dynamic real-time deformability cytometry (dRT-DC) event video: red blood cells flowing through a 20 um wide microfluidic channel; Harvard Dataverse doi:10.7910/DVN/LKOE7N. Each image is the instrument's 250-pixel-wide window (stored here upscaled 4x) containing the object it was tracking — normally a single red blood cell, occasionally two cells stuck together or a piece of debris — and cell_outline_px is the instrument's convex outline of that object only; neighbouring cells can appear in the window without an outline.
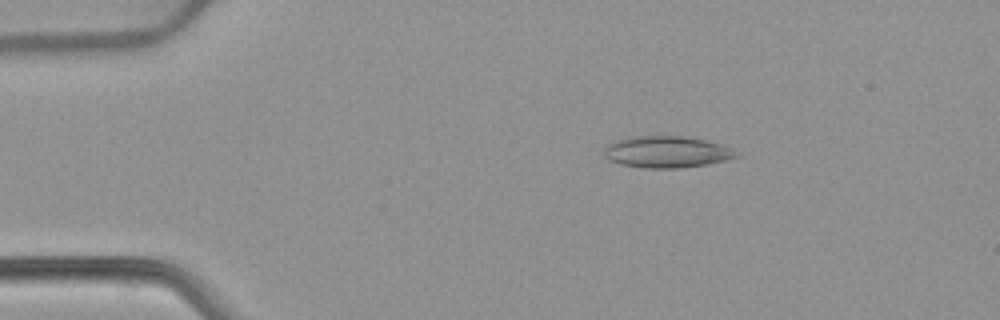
{"species": "common noctule bat (a hibernating species)", "species_latin": "Nyctalus noctula", "temperature_condition": "warm", "stored_images_in_passage": 52, "camera_frame_rate_fps": 3000, "um_per_image_px": 0.085, "animal": {"sex": "female", "body_mass_g": 22.7, "forearm_length_mm": 54.2}, "frame": {"image": 1, "passage_image": 9, "time_ms": 2.667, "image_size_px": [1000, 320], "cell_outline_px": [[740, 156], [728, 160], [708, 164], [680, 168], [644, 168], [620, 164], [608, 160], [604, 156], [604, 148], [608, 144], [616, 140], [628, 136], [684, 136], [708, 140], [724, 144], [732, 148]], "centroid_in_image_um": [56.69, 12.91], "position_along_channel_um": 28.3, "area_um2": 24.8}}
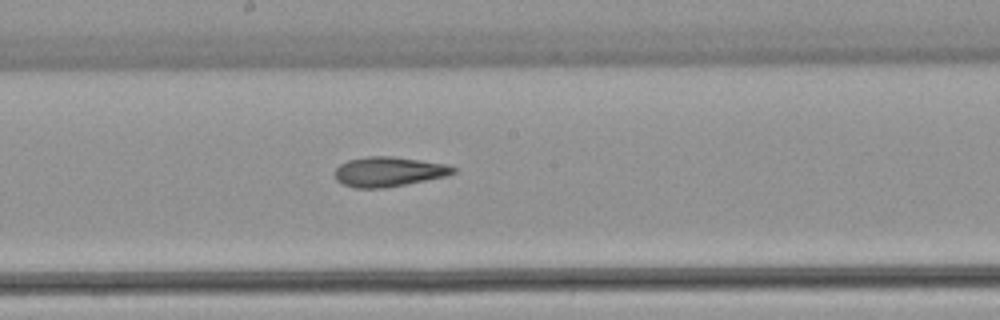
{"frame": {"image": 2, "passage_image": 28, "time_ms": 9.0, "image_size_px": [1000, 320], "cell_outline_px": [[456, 172], [448, 176], [384, 188], [356, 188], [344, 184], [336, 180], [332, 172], [340, 164], [348, 160], [368, 156], [392, 156], [448, 164], [456, 168]], "centroid_in_image_um": [33.03, 14.59], "position_along_channel_um": 215.2, "area_um2": 20.69}}
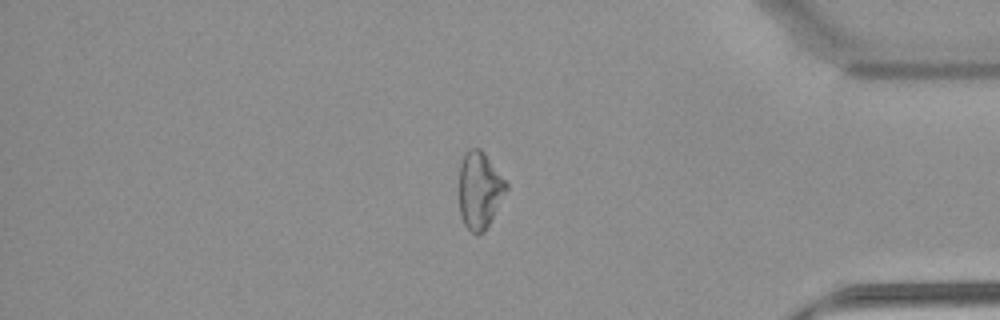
{"frame": {"image": 3, "passage_image": 44, "time_ms": 14.333, "image_size_px": [1000, 320], "cell_outline_px": [[508, 188], [484, 232], [476, 236], [464, 224], [460, 216], [460, 164], [464, 152], [468, 148], [480, 148], [484, 152], [508, 184]], "centroid_in_image_um": [40.75, 16.15], "position_along_channel_um": 394.4, "area_um2": 21.04}, "authors_computed_cell_mechanics": {"area_um2": 22.1663, "velocity_mm_per_s": 3.8965, "shape_relaxation_time_tau1_ms": null, "shape_relaxation_time_tau2_ms": 7.5388, "deformation_change_tau1": null, "deformation_change_tau2": 0.1954}}